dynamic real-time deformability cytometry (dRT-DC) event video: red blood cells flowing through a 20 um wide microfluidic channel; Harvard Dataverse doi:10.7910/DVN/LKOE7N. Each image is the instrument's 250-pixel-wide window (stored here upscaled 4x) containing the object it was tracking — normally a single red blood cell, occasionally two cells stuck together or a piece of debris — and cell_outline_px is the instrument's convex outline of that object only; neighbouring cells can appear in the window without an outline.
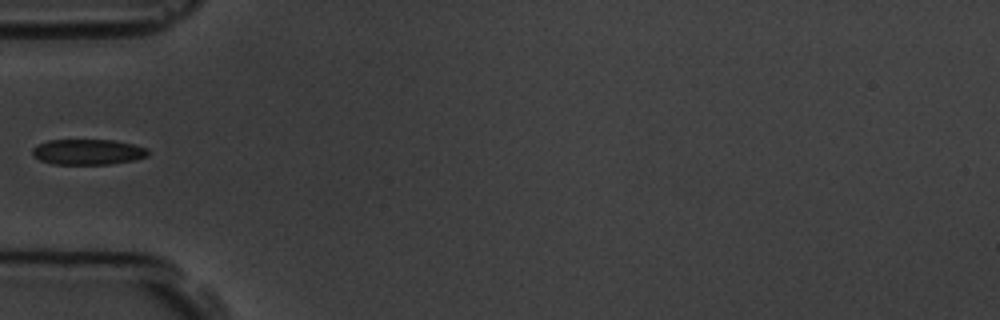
{"species": "common noctule bat (a hibernating species)", "species_latin": "Nyctalus noctula", "temperature_condition": "room temperature", "stored_images_in_passage": 1, "camera_frame_rate_fps": 3000, "um_per_image_px": 0.085, "animal": {"sex": "male", "body_mass_g": 19.5, "forearm_length_mm": 54.6}, "frame": {"image": 1, "passage_image": 1, "time_ms": 0.0, "image_size_px": [1000, 320], "cell_outline_px": [[148, 156], [136, 160], [108, 164], [52, 164], [40, 160], [32, 156], [32, 148], [36, 144], [48, 140], [112, 140], [132, 144], [148, 148]], "centroid_in_image_um": [7.44, 12.91], "position_along_channel_um": 77.6, "area_um2": 17.34}}